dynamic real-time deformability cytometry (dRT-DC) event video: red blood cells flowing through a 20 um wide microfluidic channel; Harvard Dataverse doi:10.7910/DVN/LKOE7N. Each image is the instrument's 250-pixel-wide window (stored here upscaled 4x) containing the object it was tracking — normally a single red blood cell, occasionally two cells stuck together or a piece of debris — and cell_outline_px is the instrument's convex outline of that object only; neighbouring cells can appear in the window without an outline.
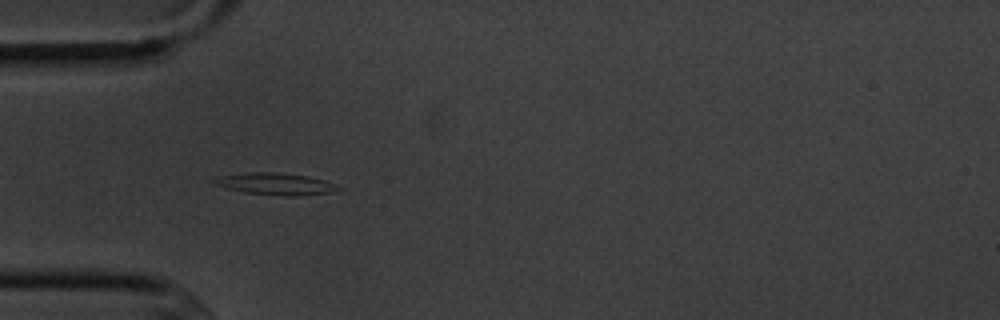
{"species": "common noctule bat (a hibernating species)", "species_latin": "Nyctalus noctula", "temperature_condition": "cold", "stored_images_in_passage": 15, "camera_frame_rate_fps": 3000, "um_per_image_px": 0.085, "animal": {"sex": "male", "body_mass_g": 20.1, "forearm_length_mm": 53.5}, "frame": {"image": 1, "passage_image": 5, "time_ms": 5.333, "image_size_px": [1000, 320], "cell_outline_px": [[340, 188], [328, 192], [292, 196], [288, 196], [244, 192], [228, 188], [216, 184], [212, 180], [220, 176], [252, 172], [272, 172], [308, 176], [324, 180]], "centroid_in_image_um": [23.37, 15.62], "position_along_channel_um": 61.6, "area_um2": 15.14}}
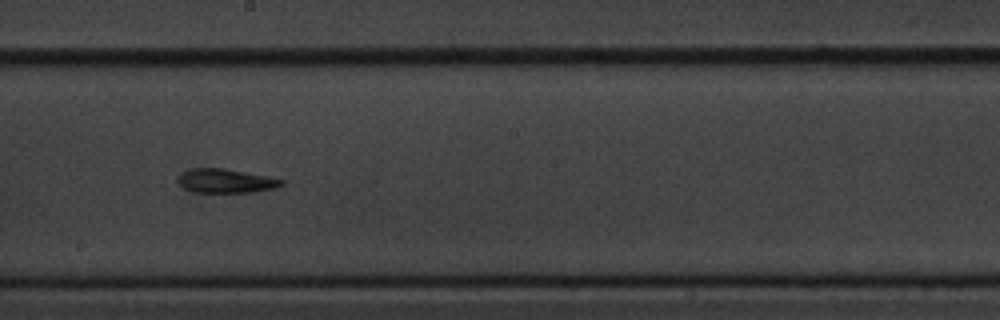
{"frame": {"image": 2, "passage_image": 9, "time_ms": 10.0, "image_size_px": [1000, 320], "cell_outline_px": [[284, 184], [276, 188], [252, 192], [196, 192], [184, 188], [176, 180], [184, 172], [192, 168], [224, 168], [268, 176], [284, 180]], "centroid_in_image_um": [19.23, 15.37], "position_along_channel_um": 229.0, "area_um2": 14.39}}
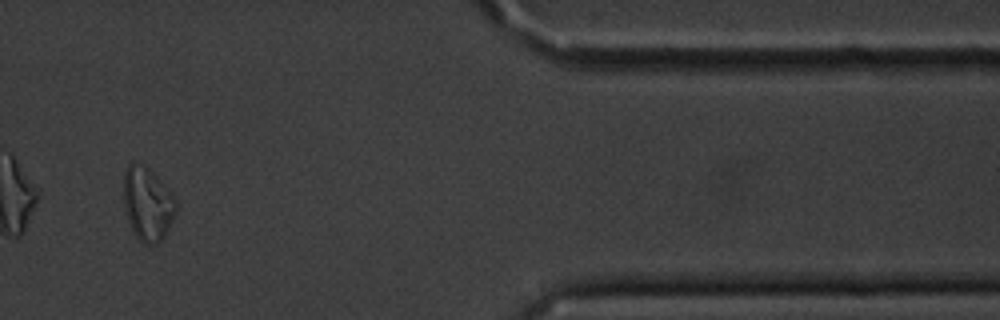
{"frame": {"image": 3, "passage_image": 14, "time_ms": 15.667, "image_size_px": [1000, 320], "cell_outline_px": [[176, 212], [164, 236], [156, 244], [144, 244], [136, 236], [128, 220], [124, 204], [124, 168], [132, 160], [144, 164], [172, 192], [176, 200]], "centroid_in_image_um": [12.53, 17.28], "position_along_channel_um": 398.9, "area_um2": 22.43}, "authors_computed_cell_mechanics": {"area_um2": 15.1436, "velocity_mm_per_s": 3.617, "shape_relaxation_time_tau1_ms": 6.658, "shape_relaxation_time_tau2_ms": null, "deformation_change_tau1": 0.1877, "deformation_change_tau2": null}}